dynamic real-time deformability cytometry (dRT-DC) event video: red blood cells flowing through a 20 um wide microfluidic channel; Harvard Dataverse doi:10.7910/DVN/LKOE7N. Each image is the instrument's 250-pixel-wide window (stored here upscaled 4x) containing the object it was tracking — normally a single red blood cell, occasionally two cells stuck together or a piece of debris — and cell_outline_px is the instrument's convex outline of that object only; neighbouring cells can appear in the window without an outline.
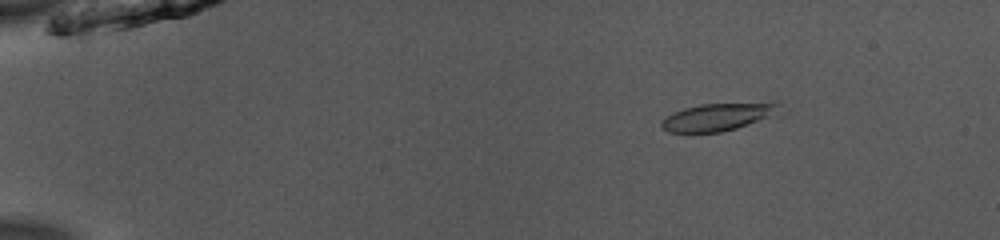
{"species": "common noctule bat (a hibernating species)", "species_latin": "Nyctalus noctula", "temperature_condition": "room temperature", "stored_images_in_passage": 43, "camera_frame_rate_fps": 3000, "um_per_image_px": 0.085, "animal": {"sex": "male", "body_mass_g": 13.0, "forearm_length_mm": 53.1}, "frame": {"image": 1, "passage_image": 9, "time_ms": 2.667, "image_size_px": [1000, 240], "cell_outline_px": [[784, 116], [720, 132], [668, 132], [660, 124], [672, 112], [684, 108], [700, 104], [780, 104]], "centroid_in_image_um": [61.16, 9.96], "position_along_channel_um": 23.8, "area_um2": 19.02}}
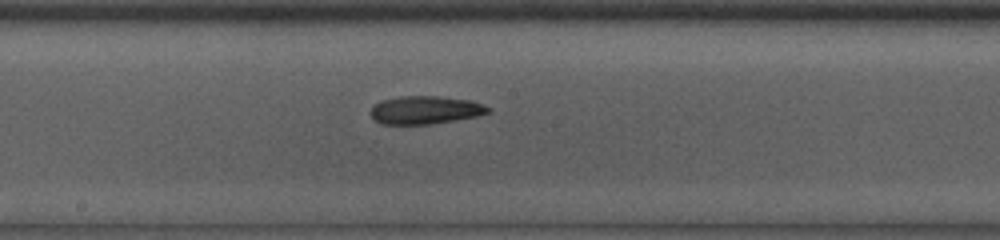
{"frame": {"image": 2, "passage_image": 30, "time_ms": 9.667, "image_size_px": [1000, 240], "cell_outline_px": [[492, 112], [476, 116], [432, 124], [384, 124], [376, 120], [372, 116], [372, 104], [380, 100], [400, 96], [440, 96], [472, 100], [492, 108]], "centroid_in_image_um": [36.18, 9.33], "position_along_channel_um": 212.0, "area_um2": 19.31}}
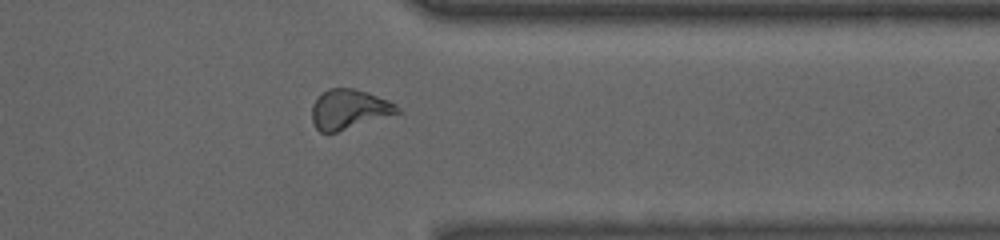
{"frame": {"image": 3, "passage_image": 43, "time_ms": 14.0, "image_size_px": [1000, 240], "cell_outline_px": [[400, 112], [336, 132], [320, 132], [316, 128], [312, 120], [312, 104], [328, 88], [352, 88], [368, 92], [388, 100], [396, 104], [400, 108]], "centroid_in_image_um": [29.66, 9.28], "position_along_channel_um": 381.7, "area_um2": 19.42}, "authors_computed_cell_mechanics": {"area_um2": 19.4208, "velocity_mm_per_s": 3.9673, "shape_relaxation_time_tau1_ms": 11.0223, "shape_relaxation_time_tau2_ms": 7.2832, "deformation_change_tau1": 0.2373, "deformation_change_tau2": 0.187}}